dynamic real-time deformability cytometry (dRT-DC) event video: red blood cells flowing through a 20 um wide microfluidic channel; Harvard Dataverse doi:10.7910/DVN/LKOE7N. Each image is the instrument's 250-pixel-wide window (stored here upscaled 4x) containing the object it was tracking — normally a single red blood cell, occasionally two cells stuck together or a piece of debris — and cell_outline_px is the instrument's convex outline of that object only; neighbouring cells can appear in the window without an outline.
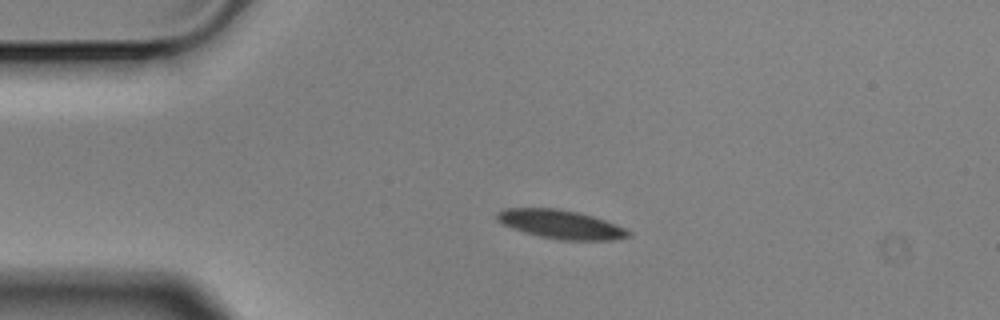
{"species": "Egyptian fruit bat (a non-hibernating species)", "species_latin": "Rousettus aegyptiacus", "temperature_condition": "cold", "stored_images_in_passage": 4, "camera_frame_rate_fps": 3000, "um_per_image_px": 0.085, "animal": {"sex": "male"}, "frame": {"image": 1, "passage_image": 3, "time_ms": 0.667, "image_size_px": [1000, 320], "cell_outline_px": [[632, 236], [612, 240], [560, 240], [540, 236], [524, 232], [512, 228], [496, 220], [496, 212], [504, 208], [556, 208], [576, 212], [592, 216], [604, 220], [624, 228], [632, 232]], "centroid_in_image_um": [47.65, 19.07], "position_along_channel_um": 37.4, "area_um2": 21.91}}